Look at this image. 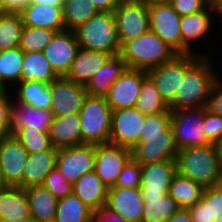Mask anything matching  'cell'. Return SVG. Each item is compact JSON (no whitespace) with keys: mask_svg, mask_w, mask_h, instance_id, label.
<instances>
[{"mask_svg":"<svg viewBox=\"0 0 222 222\" xmlns=\"http://www.w3.org/2000/svg\"><path fill=\"white\" fill-rule=\"evenodd\" d=\"M210 56L185 54V75L174 100L169 104L171 111L205 107L210 90L219 74ZM215 65V66H214ZM214 67V68H213Z\"/></svg>","mask_w":222,"mask_h":222,"instance_id":"1","label":"cell"},{"mask_svg":"<svg viewBox=\"0 0 222 222\" xmlns=\"http://www.w3.org/2000/svg\"><path fill=\"white\" fill-rule=\"evenodd\" d=\"M175 161L178 173L204 188L222 184V164L214 144L183 148Z\"/></svg>","mask_w":222,"mask_h":222,"instance_id":"2","label":"cell"},{"mask_svg":"<svg viewBox=\"0 0 222 222\" xmlns=\"http://www.w3.org/2000/svg\"><path fill=\"white\" fill-rule=\"evenodd\" d=\"M177 54L171 46L151 30L124 43L119 52L127 68L145 71L172 60Z\"/></svg>","mask_w":222,"mask_h":222,"instance_id":"3","label":"cell"},{"mask_svg":"<svg viewBox=\"0 0 222 222\" xmlns=\"http://www.w3.org/2000/svg\"><path fill=\"white\" fill-rule=\"evenodd\" d=\"M74 32L80 48L109 53L120 52L116 21L113 12H98Z\"/></svg>","mask_w":222,"mask_h":222,"instance_id":"4","label":"cell"},{"mask_svg":"<svg viewBox=\"0 0 222 222\" xmlns=\"http://www.w3.org/2000/svg\"><path fill=\"white\" fill-rule=\"evenodd\" d=\"M112 108L105 97L87 95L80 109L82 144L109 142Z\"/></svg>","mask_w":222,"mask_h":222,"instance_id":"5","label":"cell"},{"mask_svg":"<svg viewBox=\"0 0 222 222\" xmlns=\"http://www.w3.org/2000/svg\"><path fill=\"white\" fill-rule=\"evenodd\" d=\"M204 119L205 107L171 111V127L178 150L212 144L202 131Z\"/></svg>","mask_w":222,"mask_h":222,"instance_id":"6","label":"cell"},{"mask_svg":"<svg viewBox=\"0 0 222 222\" xmlns=\"http://www.w3.org/2000/svg\"><path fill=\"white\" fill-rule=\"evenodd\" d=\"M132 158L141 166L175 160L178 148L172 127L153 134H140L139 142L131 149Z\"/></svg>","mask_w":222,"mask_h":222,"instance_id":"7","label":"cell"},{"mask_svg":"<svg viewBox=\"0 0 222 222\" xmlns=\"http://www.w3.org/2000/svg\"><path fill=\"white\" fill-rule=\"evenodd\" d=\"M216 25L218 26V24H216V19L212 11L211 5H209L204 10L192 13L190 15L181 16L180 30L182 36V54L211 56L212 54H209L211 52L206 53L205 51H196L197 49H195L194 47L200 40V44L203 42L205 44L206 42L208 43L210 36H215L211 33L214 32V28Z\"/></svg>","mask_w":222,"mask_h":222,"instance_id":"8","label":"cell"},{"mask_svg":"<svg viewBox=\"0 0 222 222\" xmlns=\"http://www.w3.org/2000/svg\"><path fill=\"white\" fill-rule=\"evenodd\" d=\"M120 47L150 30L148 2L121 4L113 12Z\"/></svg>","mask_w":222,"mask_h":222,"instance_id":"9","label":"cell"},{"mask_svg":"<svg viewBox=\"0 0 222 222\" xmlns=\"http://www.w3.org/2000/svg\"><path fill=\"white\" fill-rule=\"evenodd\" d=\"M132 158L130 148L114 143L95 145L94 171L108 188L114 186L125 164Z\"/></svg>","mask_w":222,"mask_h":222,"instance_id":"10","label":"cell"},{"mask_svg":"<svg viewBox=\"0 0 222 222\" xmlns=\"http://www.w3.org/2000/svg\"><path fill=\"white\" fill-rule=\"evenodd\" d=\"M150 30L182 54L181 16L167 3H148Z\"/></svg>","mask_w":222,"mask_h":222,"instance_id":"11","label":"cell"},{"mask_svg":"<svg viewBox=\"0 0 222 222\" xmlns=\"http://www.w3.org/2000/svg\"><path fill=\"white\" fill-rule=\"evenodd\" d=\"M95 144H79L58 149L56 168L74 184L84 174L94 170Z\"/></svg>","mask_w":222,"mask_h":222,"instance_id":"12","label":"cell"},{"mask_svg":"<svg viewBox=\"0 0 222 222\" xmlns=\"http://www.w3.org/2000/svg\"><path fill=\"white\" fill-rule=\"evenodd\" d=\"M146 114L136 107L112 111L110 143L132 149L139 142Z\"/></svg>","mask_w":222,"mask_h":222,"instance_id":"13","label":"cell"},{"mask_svg":"<svg viewBox=\"0 0 222 222\" xmlns=\"http://www.w3.org/2000/svg\"><path fill=\"white\" fill-rule=\"evenodd\" d=\"M147 77L148 73L145 70L127 68L113 82L105 96L112 110L135 107L143 81Z\"/></svg>","mask_w":222,"mask_h":222,"instance_id":"14","label":"cell"},{"mask_svg":"<svg viewBox=\"0 0 222 222\" xmlns=\"http://www.w3.org/2000/svg\"><path fill=\"white\" fill-rule=\"evenodd\" d=\"M29 153L12 134L0 138V168L6 186L21 187Z\"/></svg>","mask_w":222,"mask_h":222,"instance_id":"15","label":"cell"},{"mask_svg":"<svg viewBox=\"0 0 222 222\" xmlns=\"http://www.w3.org/2000/svg\"><path fill=\"white\" fill-rule=\"evenodd\" d=\"M79 48L74 30L65 29L56 32L42 52L54 71L59 76H66L71 69Z\"/></svg>","mask_w":222,"mask_h":222,"instance_id":"16","label":"cell"},{"mask_svg":"<svg viewBox=\"0 0 222 222\" xmlns=\"http://www.w3.org/2000/svg\"><path fill=\"white\" fill-rule=\"evenodd\" d=\"M52 102L50 111L53 117L66 116L80 112L87 92L83 85L60 76L50 83Z\"/></svg>","mask_w":222,"mask_h":222,"instance_id":"17","label":"cell"},{"mask_svg":"<svg viewBox=\"0 0 222 222\" xmlns=\"http://www.w3.org/2000/svg\"><path fill=\"white\" fill-rule=\"evenodd\" d=\"M176 161L166 160L141 166V192L143 198L163 197L169 192Z\"/></svg>","mask_w":222,"mask_h":222,"instance_id":"18","label":"cell"},{"mask_svg":"<svg viewBox=\"0 0 222 222\" xmlns=\"http://www.w3.org/2000/svg\"><path fill=\"white\" fill-rule=\"evenodd\" d=\"M161 97L169 105L180 88L185 75V54H177L172 60L147 71Z\"/></svg>","mask_w":222,"mask_h":222,"instance_id":"19","label":"cell"},{"mask_svg":"<svg viewBox=\"0 0 222 222\" xmlns=\"http://www.w3.org/2000/svg\"><path fill=\"white\" fill-rule=\"evenodd\" d=\"M106 205L129 222H141L144 200L140 188H108Z\"/></svg>","mask_w":222,"mask_h":222,"instance_id":"20","label":"cell"},{"mask_svg":"<svg viewBox=\"0 0 222 222\" xmlns=\"http://www.w3.org/2000/svg\"><path fill=\"white\" fill-rule=\"evenodd\" d=\"M62 7L28 3L19 14L24 26L46 28L59 32L65 30Z\"/></svg>","mask_w":222,"mask_h":222,"instance_id":"21","label":"cell"},{"mask_svg":"<svg viewBox=\"0 0 222 222\" xmlns=\"http://www.w3.org/2000/svg\"><path fill=\"white\" fill-rule=\"evenodd\" d=\"M111 56L109 53L79 48L71 69L65 77L85 86Z\"/></svg>","mask_w":222,"mask_h":222,"instance_id":"22","label":"cell"},{"mask_svg":"<svg viewBox=\"0 0 222 222\" xmlns=\"http://www.w3.org/2000/svg\"><path fill=\"white\" fill-rule=\"evenodd\" d=\"M49 137L52 146L58 149L82 144L79 112L53 117Z\"/></svg>","mask_w":222,"mask_h":222,"instance_id":"23","label":"cell"},{"mask_svg":"<svg viewBox=\"0 0 222 222\" xmlns=\"http://www.w3.org/2000/svg\"><path fill=\"white\" fill-rule=\"evenodd\" d=\"M58 148L29 154L22 176V188L42 185L47 174L56 168Z\"/></svg>","mask_w":222,"mask_h":222,"instance_id":"24","label":"cell"},{"mask_svg":"<svg viewBox=\"0 0 222 222\" xmlns=\"http://www.w3.org/2000/svg\"><path fill=\"white\" fill-rule=\"evenodd\" d=\"M126 69L127 65L119 54L111 56L84 86L87 95L105 97L110 86Z\"/></svg>","mask_w":222,"mask_h":222,"instance_id":"25","label":"cell"},{"mask_svg":"<svg viewBox=\"0 0 222 222\" xmlns=\"http://www.w3.org/2000/svg\"><path fill=\"white\" fill-rule=\"evenodd\" d=\"M53 115L50 110L32 108L27 104L12 99L11 128L12 134L18 128L34 127L36 130L49 131Z\"/></svg>","mask_w":222,"mask_h":222,"instance_id":"26","label":"cell"},{"mask_svg":"<svg viewBox=\"0 0 222 222\" xmlns=\"http://www.w3.org/2000/svg\"><path fill=\"white\" fill-rule=\"evenodd\" d=\"M73 193L94 211L106 204L108 187L101 182L93 170L84 174L73 184Z\"/></svg>","mask_w":222,"mask_h":222,"instance_id":"27","label":"cell"},{"mask_svg":"<svg viewBox=\"0 0 222 222\" xmlns=\"http://www.w3.org/2000/svg\"><path fill=\"white\" fill-rule=\"evenodd\" d=\"M31 216L36 222H52L55 219L58 199L43 185L25 188Z\"/></svg>","mask_w":222,"mask_h":222,"instance_id":"28","label":"cell"},{"mask_svg":"<svg viewBox=\"0 0 222 222\" xmlns=\"http://www.w3.org/2000/svg\"><path fill=\"white\" fill-rule=\"evenodd\" d=\"M11 91L14 92L13 99L19 103L27 104L32 108L50 110L52 102L50 84L35 80L21 81Z\"/></svg>","mask_w":222,"mask_h":222,"instance_id":"29","label":"cell"},{"mask_svg":"<svg viewBox=\"0 0 222 222\" xmlns=\"http://www.w3.org/2000/svg\"><path fill=\"white\" fill-rule=\"evenodd\" d=\"M59 77L43 52H24L21 81L35 80L50 84Z\"/></svg>","mask_w":222,"mask_h":222,"instance_id":"30","label":"cell"},{"mask_svg":"<svg viewBox=\"0 0 222 222\" xmlns=\"http://www.w3.org/2000/svg\"><path fill=\"white\" fill-rule=\"evenodd\" d=\"M31 216L25 188L7 186L0 190V219Z\"/></svg>","mask_w":222,"mask_h":222,"instance_id":"31","label":"cell"},{"mask_svg":"<svg viewBox=\"0 0 222 222\" xmlns=\"http://www.w3.org/2000/svg\"><path fill=\"white\" fill-rule=\"evenodd\" d=\"M23 56L20 47L0 51V88L12 90L21 82Z\"/></svg>","mask_w":222,"mask_h":222,"instance_id":"32","label":"cell"},{"mask_svg":"<svg viewBox=\"0 0 222 222\" xmlns=\"http://www.w3.org/2000/svg\"><path fill=\"white\" fill-rule=\"evenodd\" d=\"M204 189L199 183L177 172L172 179L168 194L180 208L188 209L202 198Z\"/></svg>","mask_w":222,"mask_h":222,"instance_id":"33","label":"cell"},{"mask_svg":"<svg viewBox=\"0 0 222 222\" xmlns=\"http://www.w3.org/2000/svg\"><path fill=\"white\" fill-rule=\"evenodd\" d=\"M141 222H167L181 208L167 193L163 197L143 198Z\"/></svg>","mask_w":222,"mask_h":222,"instance_id":"34","label":"cell"},{"mask_svg":"<svg viewBox=\"0 0 222 222\" xmlns=\"http://www.w3.org/2000/svg\"><path fill=\"white\" fill-rule=\"evenodd\" d=\"M55 222H92V210L74 193L58 200Z\"/></svg>","mask_w":222,"mask_h":222,"instance_id":"35","label":"cell"},{"mask_svg":"<svg viewBox=\"0 0 222 222\" xmlns=\"http://www.w3.org/2000/svg\"><path fill=\"white\" fill-rule=\"evenodd\" d=\"M23 28L19 13L0 12V51L19 47Z\"/></svg>","mask_w":222,"mask_h":222,"instance_id":"36","label":"cell"},{"mask_svg":"<svg viewBox=\"0 0 222 222\" xmlns=\"http://www.w3.org/2000/svg\"><path fill=\"white\" fill-rule=\"evenodd\" d=\"M65 29L74 30L98 13L90 0H65L63 7Z\"/></svg>","mask_w":222,"mask_h":222,"instance_id":"37","label":"cell"},{"mask_svg":"<svg viewBox=\"0 0 222 222\" xmlns=\"http://www.w3.org/2000/svg\"><path fill=\"white\" fill-rule=\"evenodd\" d=\"M135 107L146 115L167 112L170 110L169 105L161 97L155 83L149 76L143 81L141 92Z\"/></svg>","mask_w":222,"mask_h":222,"instance_id":"38","label":"cell"},{"mask_svg":"<svg viewBox=\"0 0 222 222\" xmlns=\"http://www.w3.org/2000/svg\"><path fill=\"white\" fill-rule=\"evenodd\" d=\"M13 135L29 154L48 150L52 147L49 131L36 130L34 127L18 128Z\"/></svg>","mask_w":222,"mask_h":222,"instance_id":"39","label":"cell"},{"mask_svg":"<svg viewBox=\"0 0 222 222\" xmlns=\"http://www.w3.org/2000/svg\"><path fill=\"white\" fill-rule=\"evenodd\" d=\"M57 31L24 26L19 47L24 52H42Z\"/></svg>","mask_w":222,"mask_h":222,"instance_id":"40","label":"cell"},{"mask_svg":"<svg viewBox=\"0 0 222 222\" xmlns=\"http://www.w3.org/2000/svg\"><path fill=\"white\" fill-rule=\"evenodd\" d=\"M42 185L58 200L73 193V184L57 168L47 174Z\"/></svg>","mask_w":222,"mask_h":222,"instance_id":"41","label":"cell"},{"mask_svg":"<svg viewBox=\"0 0 222 222\" xmlns=\"http://www.w3.org/2000/svg\"><path fill=\"white\" fill-rule=\"evenodd\" d=\"M202 199L207 203L208 222L222 218V184L204 189Z\"/></svg>","mask_w":222,"mask_h":222,"instance_id":"42","label":"cell"},{"mask_svg":"<svg viewBox=\"0 0 222 222\" xmlns=\"http://www.w3.org/2000/svg\"><path fill=\"white\" fill-rule=\"evenodd\" d=\"M141 186V165L131 158L120 172L113 187L140 188Z\"/></svg>","mask_w":222,"mask_h":222,"instance_id":"43","label":"cell"},{"mask_svg":"<svg viewBox=\"0 0 222 222\" xmlns=\"http://www.w3.org/2000/svg\"><path fill=\"white\" fill-rule=\"evenodd\" d=\"M12 99L11 90L0 88V138L12 135Z\"/></svg>","mask_w":222,"mask_h":222,"instance_id":"44","label":"cell"},{"mask_svg":"<svg viewBox=\"0 0 222 222\" xmlns=\"http://www.w3.org/2000/svg\"><path fill=\"white\" fill-rule=\"evenodd\" d=\"M171 126V110L167 112L146 115L144 127L140 134H153L167 130Z\"/></svg>","mask_w":222,"mask_h":222,"instance_id":"45","label":"cell"},{"mask_svg":"<svg viewBox=\"0 0 222 222\" xmlns=\"http://www.w3.org/2000/svg\"><path fill=\"white\" fill-rule=\"evenodd\" d=\"M202 131L207 139L214 144L222 136V116L213 114L205 108Z\"/></svg>","mask_w":222,"mask_h":222,"instance_id":"46","label":"cell"},{"mask_svg":"<svg viewBox=\"0 0 222 222\" xmlns=\"http://www.w3.org/2000/svg\"><path fill=\"white\" fill-rule=\"evenodd\" d=\"M205 108L207 111L213 114L222 116V76L221 75L217 77L214 84L212 85Z\"/></svg>","mask_w":222,"mask_h":222,"instance_id":"47","label":"cell"},{"mask_svg":"<svg viewBox=\"0 0 222 222\" xmlns=\"http://www.w3.org/2000/svg\"><path fill=\"white\" fill-rule=\"evenodd\" d=\"M170 4L180 16H186L204 10L210 2L209 0H173Z\"/></svg>","mask_w":222,"mask_h":222,"instance_id":"48","label":"cell"},{"mask_svg":"<svg viewBox=\"0 0 222 222\" xmlns=\"http://www.w3.org/2000/svg\"><path fill=\"white\" fill-rule=\"evenodd\" d=\"M92 222H129L106 204L92 211Z\"/></svg>","mask_w":222,"mask_h":222,"instance_id":"49","label":"cell"},{"mask_svg":"<svg viewBox=\"0 0 222 222\" xmlns=\"http://www.w3.org/2000/svg\"><path fill=\"white\" fill-rule=\"evenodd\" d=\"M188 210L193 222H208L207 203L202 198Z\"/></svg>","mask_w":222,"mask_h":222,"instance_id":"50","label":"cell"},{"mask_svg":"<svg viewBox=\"0 0 222 222\" xmlns=\"http://www.w3.org/2000/svg\"><path fill=\"white\" fill-rule=\"evenodd\" d=\"M29 0H0V12L19 13Z\"/></svg>","mask_w":222,"mask_h":222,"instance_id":"51","label":"cell"},{"mask_svg":"<svg viewBox=\"0 0 222 222\" xmlns=\"http://www.w3.org/2000/svg\"><path fill=\"white\" fill-rule=\"evenodd\" d=\"M98 12H114L119 6L116 0H90Z\"/></svg>","mask_w":222,"mask_h":222,"instance_id":"52","label":"cell"},{"mask_svg":"<svg viewBox=\"0 0 222 222\" xmlns=\"http://www.w3.org/2000/svg\"><path fill=\"white\" fill-rule=\"evenodd\" d=\"M167 222H193V219L188 209L181 208Z\"/></svg>","mask_w":222,"mask_h":222,"instance_id":"53","label":"cell"},{"mask_svg":"<svg viewBox=\"0 0 222 222\" xmlns=\"http://www.w3.org/2000/svg\"><path fill=\"white\" fill-rule=\"evenodd\" d=\"M210 5L214 16H216L215 18L217 19V23L220 21L219 24L222 27V0H211Z\"/></svg>","mask_w":222,"mask_h":222,"instance_id":"54","label":"cell"},{"mask_svg":"<svg viewBox=\"0 0 222 222\" xmlns=\"http://www.w3.org/2000/svg\"><path fill=\"white\" fill-rule=\"evenodd\" d=\"M65 0H29L32 4H49L52 6H63Z\"/></svg>","mask_w":222,"mask_h":222,"instance_id":"55","label":"cell"},{"mask_svg":"<svg viewBox=\"0 0 222 222\" xmlns=\"http://www.w3.org/2000/svg\"><path fill=\"white\" fill-rule=\"evenodd\" d=\"M0 222H36L32 216L20 217L19 219H0Z\"/></svg>","mask_w":222,"mask_h":222,"instance_id":"56","label":"cell"},{"mask_svg":"<svg viewBox=\"0 0 222 222\" xmlns=\"http://www.w3.org/2000/svg\"><path fill=\"white\" fill-rule=\"evenodd\" d=\"M214 145L222 164V136L214 143Z\"/></svg>","mask_w":222,"mask_h":222,"instance_id":"57","label":"cell"},{"mask_svg":"<svg viewBox=\"0 0 222 222\" xmlns=\"http://www.w3.org/2000/svg\"><path fill=\"white\" fill-rule=\"evenodd\" d=\"M148 3H167L170 4L173 0H145Z\"/></svg>","mask_w":222,"mask_h":222,"instance_id":"58","label":"cell"},{"mask_svg":"<svg viewBox=\"0 0 222 222\" xmlns=\"http://www.w3.org/2000/svg\"><path fill=\"white\" fill-rule=\"evenodd\" d=\"M116 1L119 5H121V4L135 3V2H138L140 0H116Z\"/></svg>","mask_w":222,"mask_h":222,"instance_id":"59","label":"cell"},{"mask_svg":"<svg viewBox=\"0 0 222 222\" xmlns=\"http://www.w3.org/2000/svg\"><path fill=\"white\" fill-rule=\"evenodd\" d=\"M6 187L7 186H6V184H5L4 180H3L2 172H1V168H0V190L4 189Z\"/></svg>","mask_w":222,"mask_h":222,"instance_id":"60","label":"cell"}]
</instances>
